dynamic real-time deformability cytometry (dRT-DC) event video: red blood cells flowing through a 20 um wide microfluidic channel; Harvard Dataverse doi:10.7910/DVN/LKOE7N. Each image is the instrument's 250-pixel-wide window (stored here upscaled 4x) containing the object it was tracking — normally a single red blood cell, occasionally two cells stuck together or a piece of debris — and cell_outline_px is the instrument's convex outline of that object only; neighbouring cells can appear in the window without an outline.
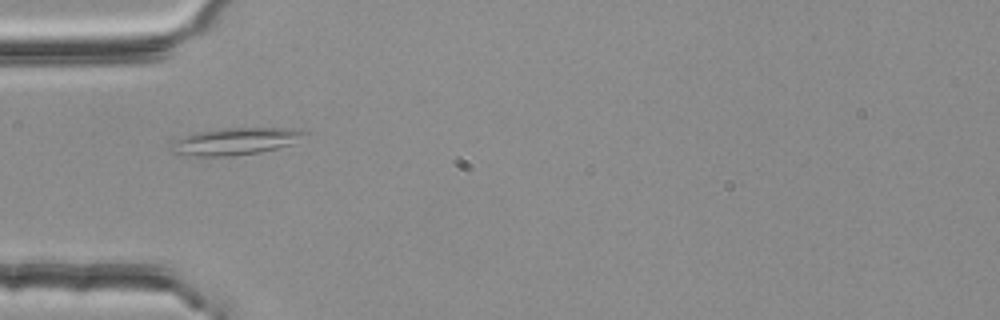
{"species": "common noctule bat (a hibernating species)", "species_latin": "Nyctalus noctula", "temperature_condition": "room temperature", "stored_images_in_passage": 1, "camera_frame_rate_fps": 3000, "um_per_image_px": 0.085, "animal": {"sex": "female", "body_mass_g": 25.1}, "frame": {"image": 1, "passage_image": 1, "time_ms": 0.0, "image_size_px": [1000, 320], "cell_outline_px": [[308, 132], [292, 144], [260, 152], [232, 156], [200, 156], [172, 152], [180, 140], [196, 132], [224, 128], [292, 128]], "centroid_in_image_um": [20.14, 12.0], "position_along_channel_um": 64.9, "area_um2": 20.17}}